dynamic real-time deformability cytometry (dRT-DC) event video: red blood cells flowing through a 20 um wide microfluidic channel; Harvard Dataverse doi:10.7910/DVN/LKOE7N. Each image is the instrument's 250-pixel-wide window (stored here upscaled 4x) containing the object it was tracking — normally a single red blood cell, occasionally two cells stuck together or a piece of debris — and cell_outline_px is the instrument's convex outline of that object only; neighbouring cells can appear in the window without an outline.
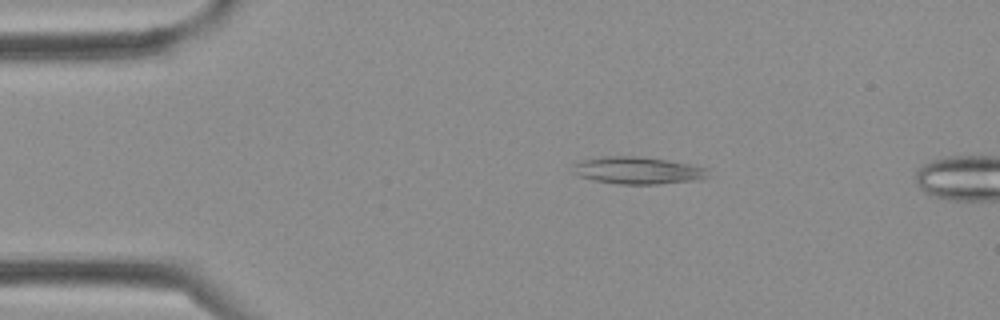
{"species": "Egyptian fruit bat (a non-hibernating species)", "species_latin": "Rousettus aegyptiacus", "temperature_condition": "cold", "stored_images_in_passage": 2, "camera_frame_rate_fps": 3000, "um_per_image_px": 0.085, "frame": {"image": 1, "passage_image": 1, "time_ms": 0.0, "image_size_px": [1000, 320], "cell_outline_px": [[712, 176], [692, 180], [656, 184], [620, 184], [592, 180], [580, 176], [572, 172], [572, 164], [580, 160], [604, 156], [636, 156], [668, 160], [708, 168]], "centroid_in_image_um": [54.18, 14.48], "position_along_channel_um": 30.8, "area_um2": 21.5}}